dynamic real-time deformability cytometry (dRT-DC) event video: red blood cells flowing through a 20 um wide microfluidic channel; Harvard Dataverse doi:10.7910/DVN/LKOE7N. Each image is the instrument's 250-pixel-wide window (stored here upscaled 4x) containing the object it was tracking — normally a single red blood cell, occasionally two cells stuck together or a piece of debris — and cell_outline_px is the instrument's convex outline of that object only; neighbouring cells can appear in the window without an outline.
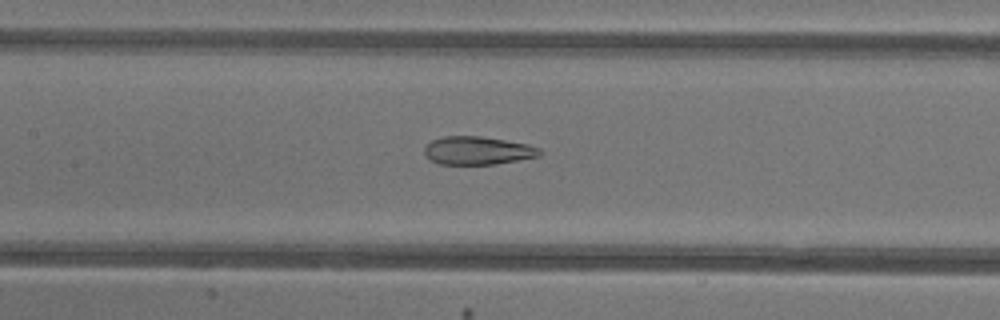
{"species": "common noctule bat (a hibernating species)", "species_latin": "Nyctalus noctula", "temperature_condition": "warm", "stored_images_in_passage": 49, "camera_frame_rate_fps": 3000, "um_per_image_px": 0.085, "animal": {"sex": "female"}, "frame": {"image": 1, "passage_image": 24, "time_ms": 7.667, "image_size_px": [1000, 320], "cell_outline_px": [[540, 156], [496, 164], [440, 164], [428, 160], [424, 152], [424, 148], [432, 140], [444, 136], [484, 136], [528, 144], [540, 148]], "centroid_in_image_um": [40.59, 12.79], "position_along_channel_um": 166.8, "area_um2": 19.02}}
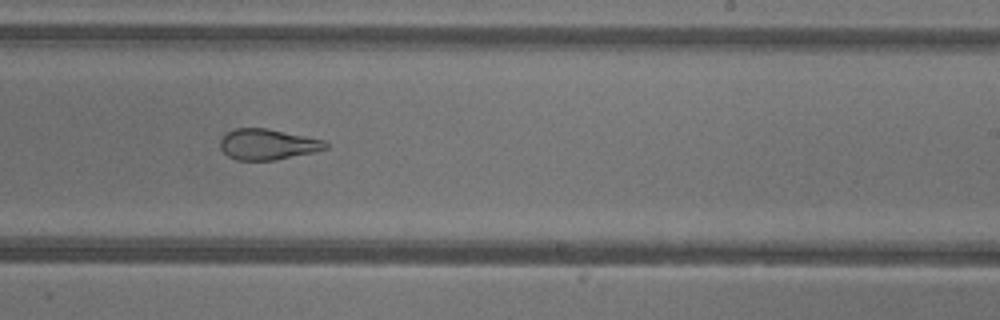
{"frame": {"image": 2, "passage_image": 31, "time_ms": 10.0, "image_size_px": [1000, 320], "cell_outline_px": [[328, 148], [312, 152], [276, 160], [236, 160], [228, 156], [220, 148], [220, 140], [228, 132], [236, 128], [268, 128], [324, 140], [328, 144]], "centroid_in_image_um": [22.74, 12.27], "position_along_channel_um": 266.3, "area_um2": 18.79}}
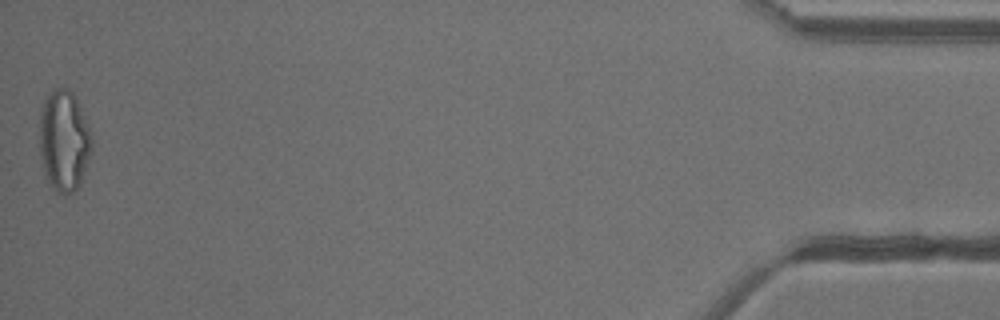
{"frame": {"image": 3, "passage_image": 49, "time_ms": 16.0, "image_size_px": [1000, 320], "cell_outline_px": [[92, 152], [80, 184], [72, 192], [64, 196], [56, 192], [52, 188], [44, 176], [40, 156], [40, 112], [44, 100], [56, 88], [68, 88], [72, 92], [84, 116], [92, 140]], "centroid_in_image_um": [5.43, 12.02], "position_along_channel_um": 429.8, "area_um2": 30.81}, "authors_computed_cell_mechanics": {"area_um2": 24.854, "velocity_mm_per_s": 4.2893, "shape_relaxation_time_tau1_ms": null, "shape_relaxation_time_tau2_ms": 1.465, "deformation_change_tau1": null, "deformation_change_tau2": 0.1024}}